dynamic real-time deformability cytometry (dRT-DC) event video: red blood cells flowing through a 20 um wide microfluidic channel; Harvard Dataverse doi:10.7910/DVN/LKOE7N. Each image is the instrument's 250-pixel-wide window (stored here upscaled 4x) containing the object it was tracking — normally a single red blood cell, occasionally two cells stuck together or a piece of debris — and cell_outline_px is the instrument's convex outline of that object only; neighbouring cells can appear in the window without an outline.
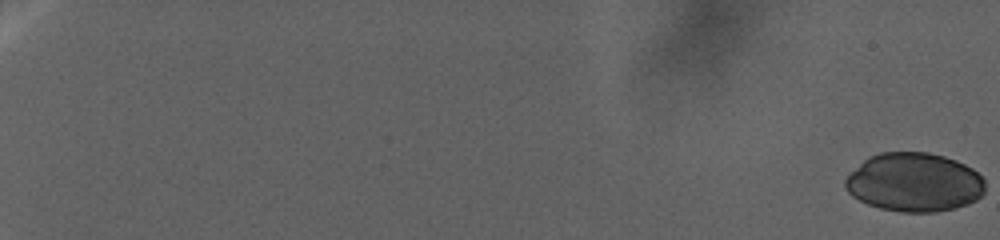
{"species": "human", "species_latin": "Homo sapiens", "temperature_condition": "warm", "stored_images_in_passage": 148, "camera_frame_rate_fps": 3000, "um_per_image_px": 0.085, "donor": {"sex": "female"}, "frame": {"image": 1, "passage_image": 1, "time_ms": 0.0, "image_size_px": [1000, 240], "cell_outline_px": [[984, 192], [976, 200], [968, 204], [956, 208], [936, 212], [900, 212], [880, 208], [868, 204], [852, 196], [844, 188], [844, 180], [868, 156], [880, 152], [928, 152], [944, 156], [956, 160], [972, 168], [984, 180]], "centroid_in_image_um": [77.71, 15.5], "position_along_channel_um": 7.3, "area_um2": 48.03}}
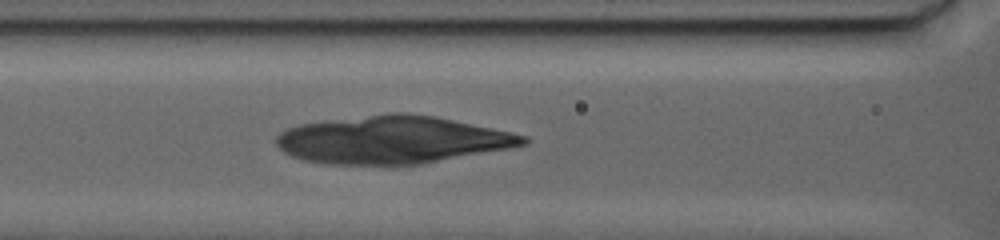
{"frame": {"image": 2, "passage_image": 85, "time_ms": 38.0, "image_size_px": [1000, 240], "cell_outline_px": [[528, 144], [512, 148], [420, 164], [328, 164], [304, 160], [292, 156], [284, 152], [276, 144], [276, 136], [280, 132], [288, 128], [300, 124], [328, 120], [388, 112], [408, 112], [432, 116], [452, 120], [528, 136]], "centroid_in_image_um": [33.34, 11.88], "position_along_channel_um": 133.3, "area_um2": 68.26}}
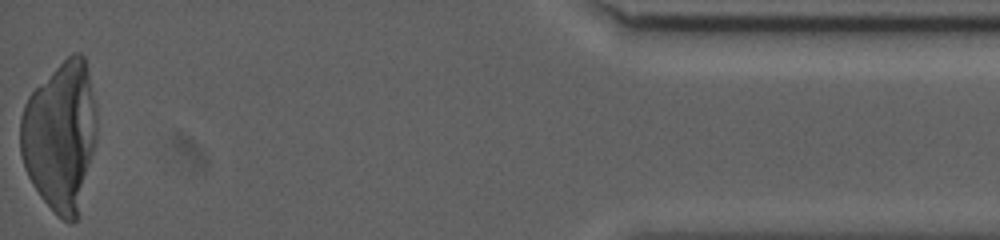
{"frame": {"image": 3, "passage_image": 148, "time_ms": 71.0, "image_size_px": [1000, 240], "cell_outline_px": [[96, 140], [76, 220], [72, 224], [64, 220], [40, 196], [32, 184], [24, 168], [20, 152], [20, 116], [24, 104], [28, 96], [72, 52], [80, 52], [84, 56], [96, 104]], "centroid_in_image_um": [5.12, 11.54], "position_along_channel_um": 430.1, "area_um2": 66.01}}